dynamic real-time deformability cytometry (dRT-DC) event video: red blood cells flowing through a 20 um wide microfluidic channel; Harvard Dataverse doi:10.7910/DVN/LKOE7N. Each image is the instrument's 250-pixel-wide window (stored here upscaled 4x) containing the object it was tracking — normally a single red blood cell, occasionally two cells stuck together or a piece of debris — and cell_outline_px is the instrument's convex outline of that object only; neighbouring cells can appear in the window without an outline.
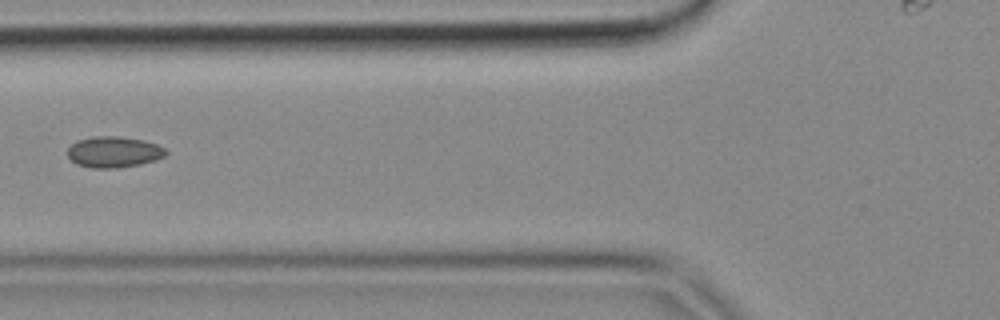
{"species": "common noctule bat (a hibernating species)", "species_latin": "Nyctalus noctula", "temperature_condition": "cold", "stored_images_in_passage": 8, "camera_frame_rate_fps": 3000, "um_per_image_px": 0.085, "animal": {"sex": "female", "body_mass_g": 18.4}, "frame": {"image": 1, "passage_image": 6, "time_ms": 1.667, "image_size_px": [1000, 320], "cell_outline_px": [[168, 152], [164, 156], [156, 160], [140, 164], [116, 168], [92, 168], [76, 164], [68, 156], [68, 148], [76, 140], [96, 136], [116, 136], [144, 140], [156, 144], [164, 148]], "centroid_in_image_um": [9.67, 12.92], "position_along_channel_um": 116.1, "area_um2": 17.74}}